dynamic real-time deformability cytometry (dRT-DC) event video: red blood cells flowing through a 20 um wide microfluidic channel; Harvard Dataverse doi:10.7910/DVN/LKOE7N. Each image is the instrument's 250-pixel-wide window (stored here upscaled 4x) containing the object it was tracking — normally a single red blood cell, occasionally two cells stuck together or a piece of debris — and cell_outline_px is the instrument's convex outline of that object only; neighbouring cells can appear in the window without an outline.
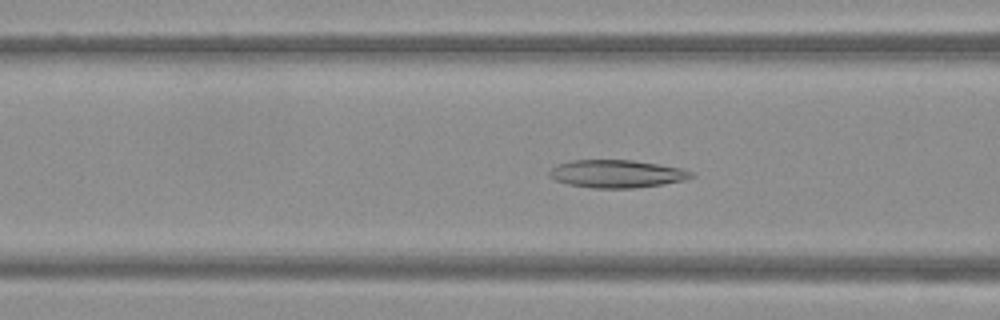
{"species": "Egyptian fruit bat (a non-hibernating species)", "species_latin": "Rousettus aegyptiacus", "temperature_condition": "warm", "stored_images_in_passage": 41, "camera_frame_rate_fps": 3000, "um_per_image_px": 0.085, "frame": {"image": 1, "passage_image": 11, "time_ms": 3.333, "image_size_px": [1000, 320], "cell_outline_px": [[696, 176], [684, 180], [664, 184], [636, 188], [592, 188], [568, 184], [556, 180], [548, 176], [548, 172], [556, 164], [568, 160], [632, 160], [680, 168], [692, 172]], "centroid_in_image_um": [52.39, 14.77], "position_along_channel_um": 114.2, "area_um2": 23.06}}
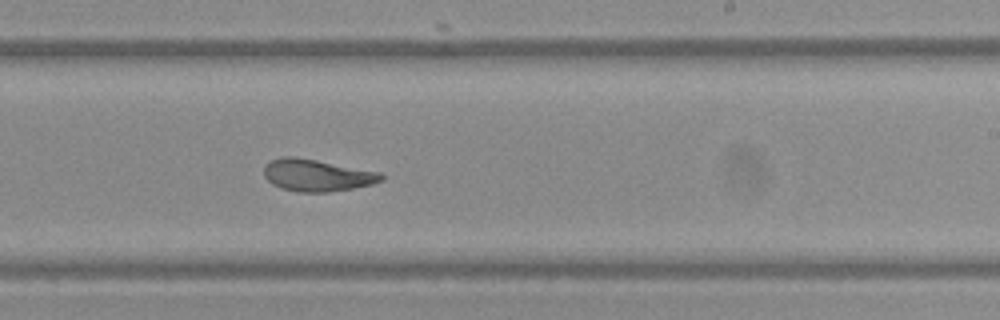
{"frame": {"image": 2, "passage_image": 22, "time_ms": 7.0, "image_size_px": [1000, 320], "cell_outline_px": [[384, 180], [372, 184], [352, 188], [328, 192], [296, 192], [272, 184], [264, 176], [264, 164], [280, 156], [292, 156], [316, 160], [380, 172], [384, 176]], "centroid_in_image_um": [26.92, 14.89], "position_along_channel_um": 262.1, "area_um2": 21.79}}
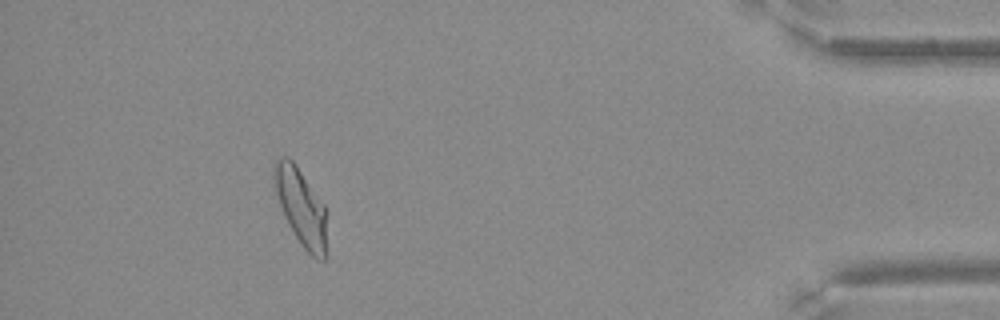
{"frame": {"image": 3, "passage_image": 37, "time_ms": 12.0, "image_size_px": [1000, 320], "cell_outline_px": [[328, 256], [324, 260], [320, 260], [312, 256], [300, 244], [288, 224], [284, 216], [276, 192], [272, 176], [272, 168], [276, 160], [280, 156], [288, 156], [296, 164], [324, 204]], "centroid_in_image_um": [25.59, 17.6], "position_along_channel_um": 409.6, "area_um2": 23.87}}